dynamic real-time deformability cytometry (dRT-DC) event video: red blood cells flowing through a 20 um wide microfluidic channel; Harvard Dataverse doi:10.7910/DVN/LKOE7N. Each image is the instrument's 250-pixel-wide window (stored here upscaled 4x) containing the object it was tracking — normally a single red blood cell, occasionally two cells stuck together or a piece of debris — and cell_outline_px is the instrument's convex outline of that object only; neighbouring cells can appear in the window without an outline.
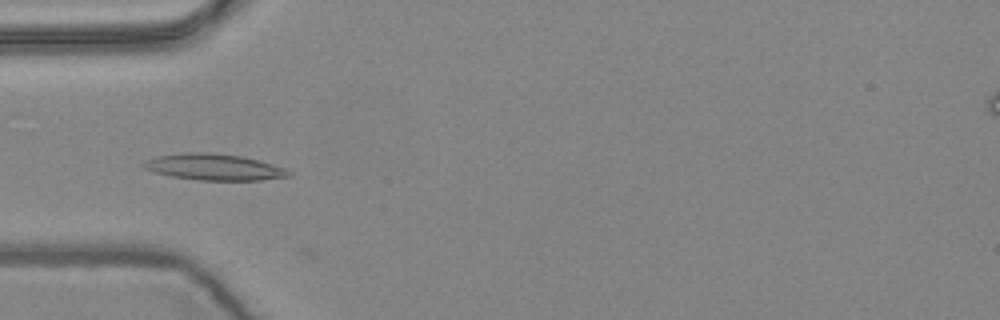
{"species": "common noctule bat (a hibernating species)", "species_latin": "Nyctalus noctula", "temperature_condition": "warm", "stored_images_in_passage": 6, "camera_frame_rate_fps": 3000, "um_per_image_px": 0.085, "animal": {"sex": "female", "body_mass_g": 24.6, "forearm_length_mm": 56.2}, "frame": {"image": 1, "passage_image": 5, "time_ms": 1.333, "image_size_px": [1000, 320], "cell_outline_px": [[292, 176], [260, 180], [200, 180], [172, 176], [156, 172], [144, 168], [140, 164], [144, 160], [156, 156], [184, 152], [212, 152], [240, 156], [272, 164], [284, 168], [292, 172]], "centroid_in_image_um": [18.17, 14.19], "position_along_channel_um": 66.8, "area_um2": 22.2}}
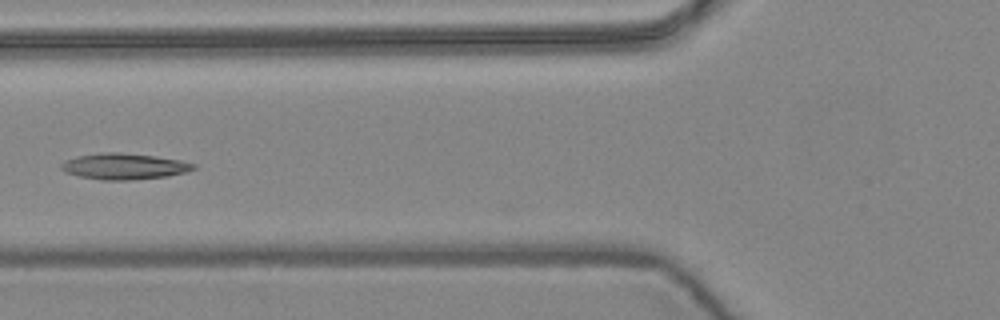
{"frame": {"image": 2, "passage_image": 6, "time_ms": 1.667, "image_size_px": [1000, 320], "cell_outline_px": [[196, 168], [184, 172], [168, 176], [132, 180], [104, 180], [80, 176], [64, 172], [60, 168], [60, 164], [64, 160], [76, 156], [104, 152], [116, 152], [156, 156], [180, 160], [196, 164]], "centroid_in_image_um": [10.52, 14.14], "position_along_channel_um": 115.3, "area_um2": 20.11}}